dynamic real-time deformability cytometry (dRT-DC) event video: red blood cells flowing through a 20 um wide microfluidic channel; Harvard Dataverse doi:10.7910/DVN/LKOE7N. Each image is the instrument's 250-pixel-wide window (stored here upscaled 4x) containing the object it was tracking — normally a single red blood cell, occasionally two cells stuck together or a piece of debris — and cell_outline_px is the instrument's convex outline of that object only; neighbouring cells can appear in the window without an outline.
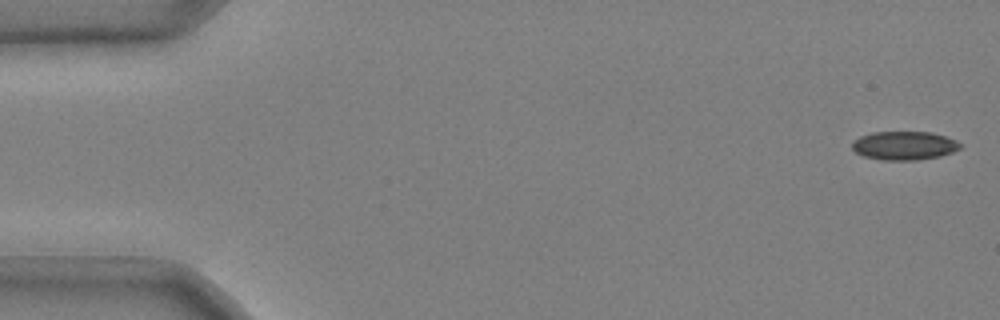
{"species": "common noctule bat (a hibernating species)", "species_latin": "Nyctalus noctula", "temperature_condition": "cold", "stored_images_in_passage": 49, "camera_frame_rate_fps": 3000, "um_per_image_px": 0.085, "animal": {"sex": "male", "body_mass_g": 20.4}, "frame": {"image": 1, "passage_image": 1, "time_ms": 0.0, "image_size_px": [1000, 320], "cell_outline_px": [[964, 144], [960, 148], [952, 152], [940, 156], [916, 160], [880, 160], [864, 156], [856, 152], [852, 148], [852, 140], [860, 136], [872, 132], [932, 132], [956, 140]], "centroid_in_image_um": [76.86, 12.37], "position_along_channel_um": 8.1, "area_um2": 18.15}}
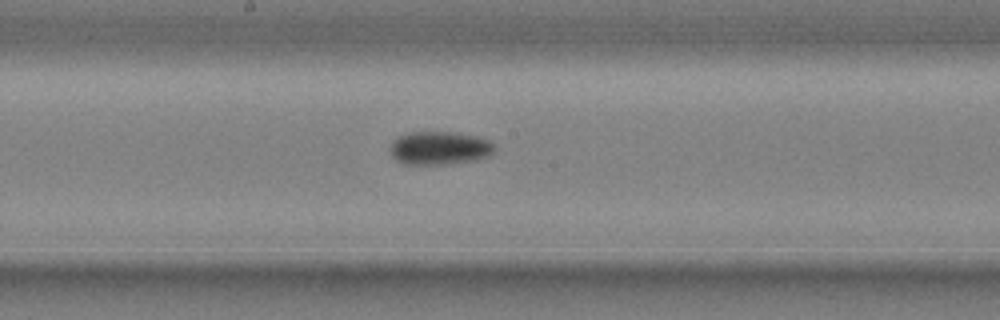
{"frame": {"image": 2, "passage_image": 28, "time_ms": 9.0, "image_size_px": [1000, 320], "cell_outline_px": [[496, 148], [488, 156], [476, 160], [448, 164], [404, 164], [396, 160], [392, 156], [392, 144], [400, 136], [408, 132], [452, 132], [476, 136], [488, 140]], "centroid_in_image_um": [37.38, 12.59], "position_along_channel_um": 210.8, "area_um2": 20.0}}
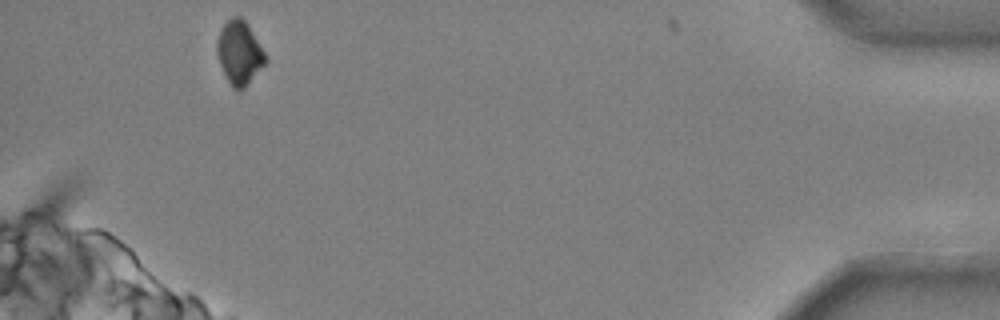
{"frame": {"image": 3, "passage_image": 49, "time_ms": 16.0, "image_size_px": [1000, 320], "cell_outline_px": [[268, 60], [244, 88], [240, 92], [236, 92], [232, 88], [220, 64], [216, 52], [216, 44], [220, 28], [232, 16], [240, 16], [248, 24], [264, 52]], "centroid_in_image_um": [20.33, 4.49], "position_along_channel_um": 414.9, "area_um2": 17.92}, "authors_computed_cell_mechanics": {"area_um2": 19.3052, "velocity_mm_per_s": 3.7159, "shape_relaxation_time_tau1_ms": 5.7311, "shape_relaxation_time_tau2_ms": null, "deformation_change_tau1": 0.1076, "deformation_change_tau2": null}}